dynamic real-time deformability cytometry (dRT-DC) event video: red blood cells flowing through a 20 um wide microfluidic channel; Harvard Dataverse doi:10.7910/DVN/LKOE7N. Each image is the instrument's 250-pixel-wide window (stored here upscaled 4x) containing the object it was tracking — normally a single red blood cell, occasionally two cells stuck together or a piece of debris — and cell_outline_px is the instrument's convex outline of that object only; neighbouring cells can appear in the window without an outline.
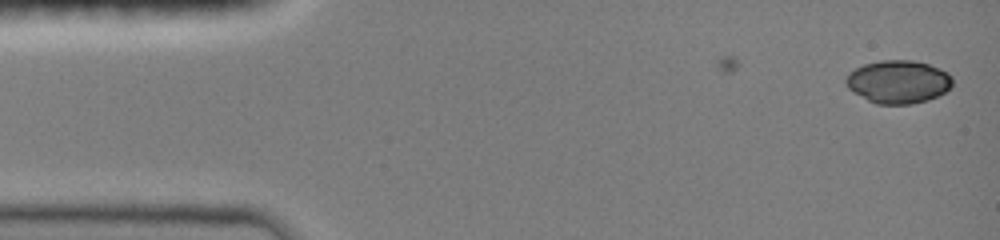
{"species": "common noctule bat (a hibernating species)", "species_latin": "Nyctalus noctula", "temperature_condition": "room temperature", "stored_images_in_passage": 13, "camera_frame_rate_fps": 3000, "um_per_image_px": 0.085, "animal": {"sex": "female", "body_mass_g": 19.0, "forearm_length_mm": 51.5}, "frame": {"image": 1, "passage_image": 1, "time_ms": 0.0, "image_size_px": [1000, 240], "cell_outline_px": [[952, 84], [944, 92], [928, 100], [912, 104], [876, 104], [852, 92], [844, 84], [844, 80], [848, 72], [864, 64], [880, 60], [916, 60], [940, 68], [948, 72], [952, 76]], "centroid_in_image_um": [76.32, 6.94], "position_along_channel_um": 8.7, "area_um2": 26.99}}